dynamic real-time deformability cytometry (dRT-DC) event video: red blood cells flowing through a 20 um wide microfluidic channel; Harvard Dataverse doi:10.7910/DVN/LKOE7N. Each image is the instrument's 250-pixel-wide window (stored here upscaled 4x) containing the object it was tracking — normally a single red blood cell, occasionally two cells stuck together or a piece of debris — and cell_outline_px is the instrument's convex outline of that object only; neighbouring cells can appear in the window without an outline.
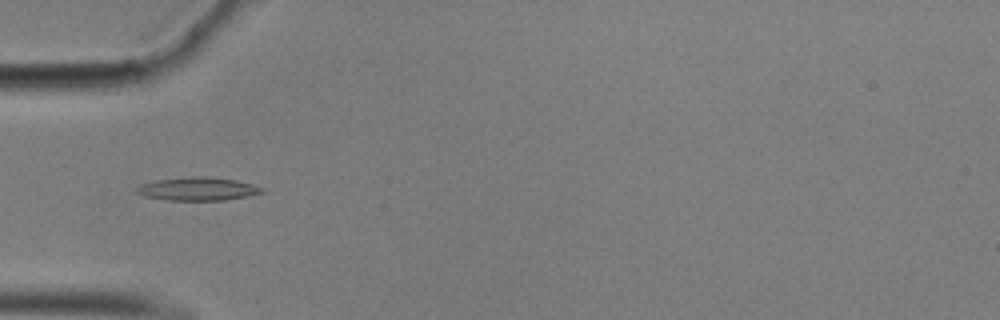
{"species": "common noctule bat (a hibernating species)", "species_latin": "Nyctalus noctula", "temperature_condition": "cold", "stored_images_in_passage": 40, "camera_frame_rate_fps": 3000, "um_per_image_px": 0.085, "animal": {"sex": "male", "body_mass_g": 17.9}, "frame": {"image": 1, "passage_image": 1, "time_ms": 0.0, "image_size_px": [1000, 320], "cell_outline_px": [[268, 192], [248, 196], [224, 200], [168, 200], [144, 196], [136, 192], [136, 188], [140, 184], [156, 180], [200, 176], [204, 176], [236, 180], [252, 184], [264, 188]], "centroid_in_image_um": [16.86, 16.06], "position_along_channel_um": 68.1, "area_um2": 16.94}}
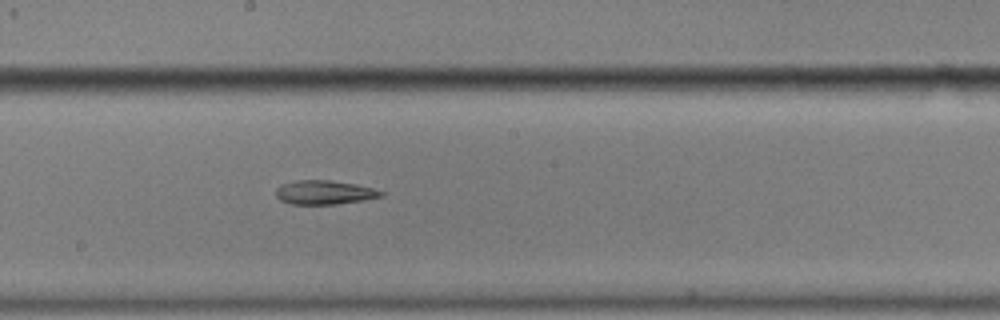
{"frame": {"image": 2, "passage_image": 14, "time_ms": 4.333, "image_size_px": [1000, 320], "cell_outline_px": [[384, 196], [364, 200], [336, 204], [288, 204], [280, 200], [276, 196], [276, 188], [280, 184], [300, 180], [328, 180], [356, 184], [372, 188], [384, 192]], "centroid_in_image_um": [27.55, 16.36], "position_along_channel_um": 220.6, "area_um2": 14.74}}
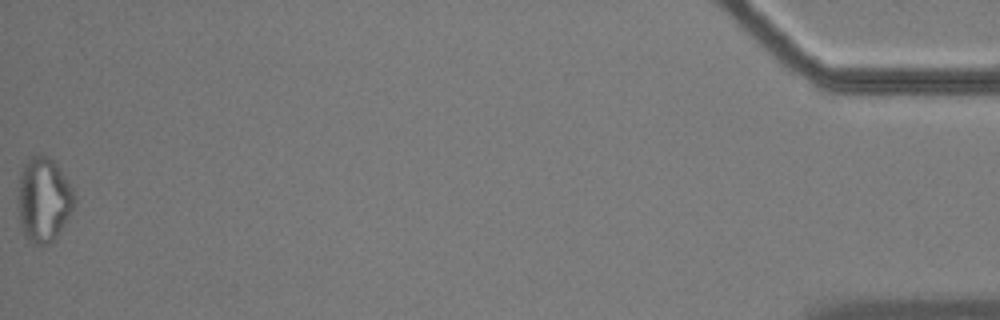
{"frame": {"image": 3, "passage_image": 40, "time_ms": 13.0, "image_size_px": [1000, 320], "cell_outline_px": [[76, 200], [68, 216], [56, 236], [48, 244], [36, 244], [28, 240], [20, 224], [20, 172], [24, 164], [32, 156], [40, 152], [48, 156], [60, 168], [76, 192]], "centroid_in_image_um": [3.75, 16.91], "position_along_channel_um": 431.5, "area_um2": 27.28}, "authors_computed_cell_mechanics": {"area_um2": 15.7216, "velocity_mm_per_s": 3.5167, "shape_relaxation_time_tau1_ms": null, "shape_relaxation_time_tau2_ms": 4.0197, "deformation_change_tau1": null, "deformation_change_tau2": 0.144}}